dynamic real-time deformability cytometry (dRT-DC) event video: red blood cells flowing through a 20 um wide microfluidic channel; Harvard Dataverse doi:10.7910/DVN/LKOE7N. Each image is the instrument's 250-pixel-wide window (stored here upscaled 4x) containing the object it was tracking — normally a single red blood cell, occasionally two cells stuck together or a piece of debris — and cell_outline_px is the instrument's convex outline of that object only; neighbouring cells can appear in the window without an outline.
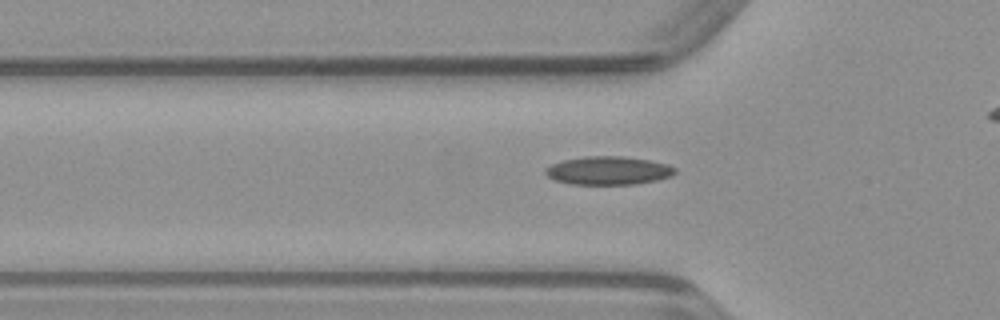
{"species": "common noctule bat (a hibernating species)", "species_latin": "Nyctalus noctula", "temperature_condition": "warm", "stored_images_in_passage": 32, "camera_frame_rate_fps": 3000, "um_per_image_px": 0.085, "animal": {"sex": "male", "body_mass_g": 23.1, "forearm_length_mm": 52.7}, "frame": {"image": 1, "passage_image": 8, "time_ms": 2.333, "image_size_px": [1000, 320], "cell_outline_px": [[676, 172], [672, 176], [656, 180], [632, 184], [572, 184], [556, 180], [548, 176], [544, 172], [544, 168], [552, 164], [564, 160], [584, 156], [620, 156], [648, 160], [668, 164], [676, 168]], "centroid_in_image_um": [51.71, 14.49], "position_along_channel_um": 74.1, "area_um2": 21.27}}
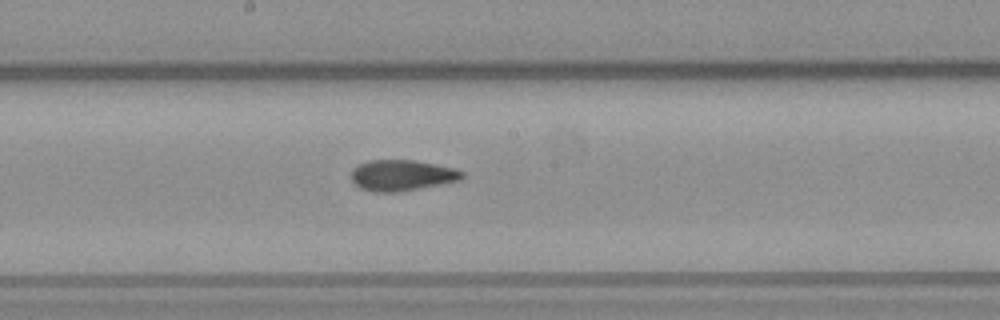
{"frame": {"image": 2, "passage_image": 18, "time_ms": 5.667, "image_size_px": [1000, 320], "cell_outline_px": [[464, 176], [460, 180], [396, 192], [376, 192], [360, 188], [352, 180], [352, 168], [368, 160], [412, 160], [456, 168], [464, 172]], "centroid_in_image_um": [34.15, 14.89], "position_along_channel_um": 214.0, "area_um2": 19.71}}
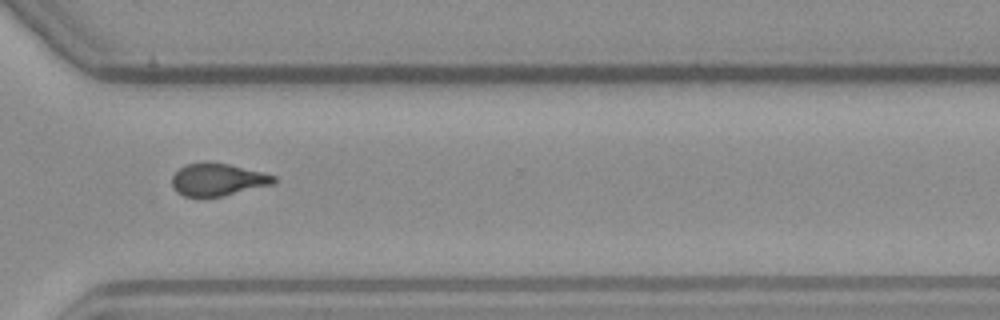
{"frame": {"image": 3, "passage_image": 28, "time_ms": 9.0, "image_size_px": [1000, 320], "cell_outline_px": [[276, 180], [272, 184], [224, 196], [184, 196], [176, 192], [172, 184], [172, 176], [184, 164], [204, 160], [208, 160], [228, 164], [276, 176]], "centroid_in_image_um": [18.46, 15.24], "position_along_channel_um": 352.1, "area_um2": 19.31}}